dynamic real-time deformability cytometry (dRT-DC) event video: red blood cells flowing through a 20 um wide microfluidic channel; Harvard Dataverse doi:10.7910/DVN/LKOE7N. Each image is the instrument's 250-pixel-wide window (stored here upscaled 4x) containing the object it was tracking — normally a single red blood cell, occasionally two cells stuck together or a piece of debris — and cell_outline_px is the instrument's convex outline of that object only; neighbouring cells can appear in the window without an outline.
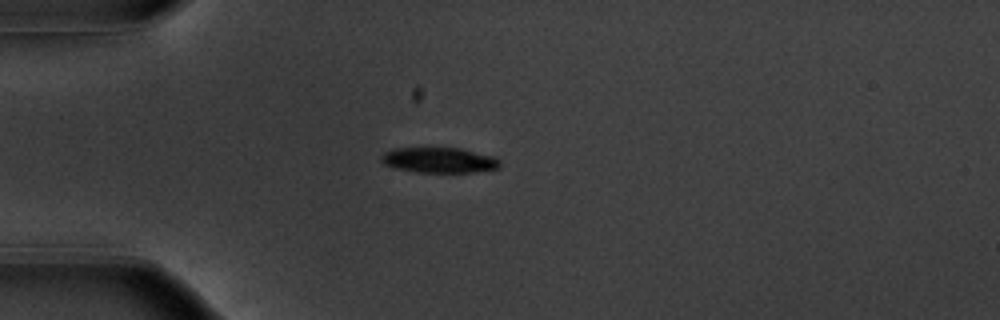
{"species": "common noctule bat (a hibernating species)", "species_latin": "Nyctalus noctula", "temperature_condition": "warm", "stored_images_in_passage": 42, "camera_frame_rate_fps": 3000, "um_per_image_px": 0.085, "animal": {"sex": "male", "body_mass_g": 20.1, "forearm_length_mm": 53.5}, "frame": {"image": 1, "passage_image": 2, "time_ms": 0.333, "image_size_px": [1000, 320], "cell_outline_px": [[500, 168], [472, 172], [416, 172], [396, 168], [384, 164], [380, 160], [380, 156], [384, 152], [392, 148], [460, 148], [496, 156], [500, 160]], "centroid_in_image_um": [37.34, 13.6], "position_along_channel_um": 47.7, "area_um2": 17.69}}
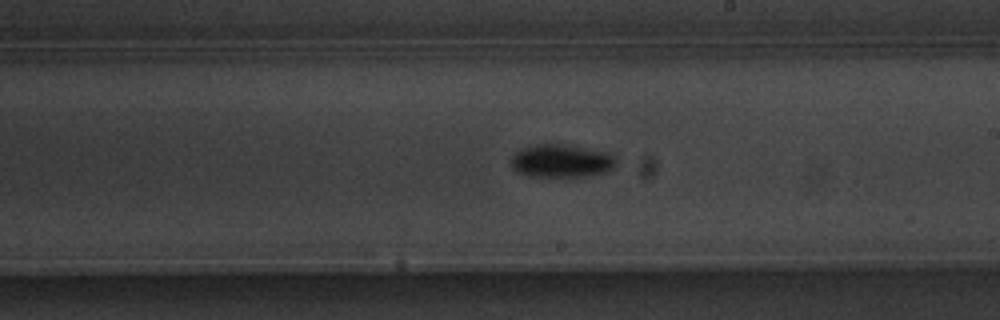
{"frame": {"image": 2, "passage_image": 19, "time_ms": 6.0, "image_size_px": [1000, 320], "cell_outline_px": [[616, 164], [612, 168], [604, 172], [572, 180], [528, 176], [516, 172], [512, 168], [512, 156], [516, 152], [524, 148], [536, 144], [568, 144], [608, 152], [616, 156]], "centroid_in_image_um": [47.74, 13.73], "position_along_channel_um": 241.3, "area_um2": 21.15}}
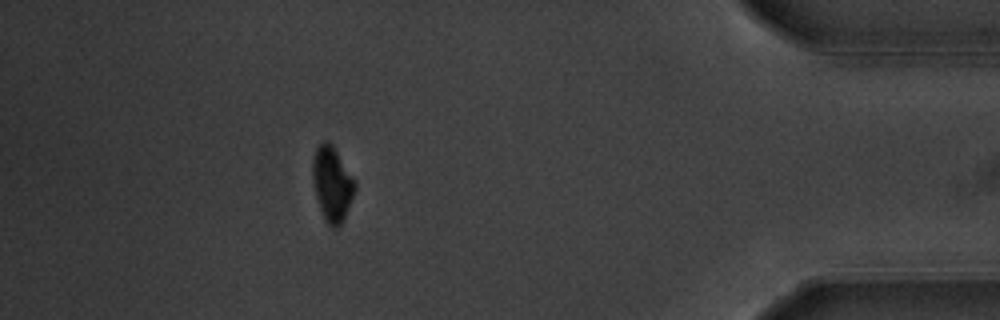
{"frame": {"image": 3, "passage_image": 36, "time_ms": 11.667, "image_size_px": [1000, 320], "cell_outline_px": [[356, 188], [344, 220], [336, 228], [332, 228], [324, 220], [316, 196], [312, 176], [312, 160], [316, 148], [324, 140], [328, 140], [332, 144], [356, 180]], "centroid_in_image_um": [28.24, 15.62], "position_along_channel_um": 407.0, "area_um2": 18.55}, "authors_computed_cell_mechanics": {"area_um2": 18.9006, "velocity_mm_per_s": 3.7265, "shape_relaxation_time_tau1_ms": 2.2568, "shape_relaxation_time_tau2_ms": null, "deformation_change_tau1": 0.1414, "deformation_change_tau2": null}}